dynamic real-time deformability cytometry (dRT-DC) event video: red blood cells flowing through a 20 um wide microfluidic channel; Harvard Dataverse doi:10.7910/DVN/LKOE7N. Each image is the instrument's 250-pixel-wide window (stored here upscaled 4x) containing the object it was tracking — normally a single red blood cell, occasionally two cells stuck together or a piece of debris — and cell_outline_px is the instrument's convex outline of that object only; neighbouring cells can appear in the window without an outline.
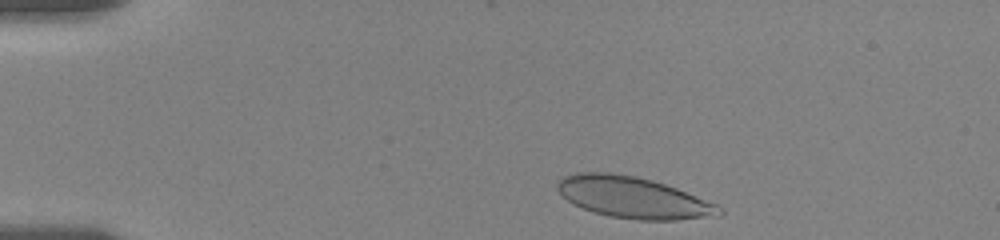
{"species": "human", "species_latin": "Homo sapiens", "temperature_condition": "room temperature", "stored_images_in_passage": 14, "camera_frame_rate_fps": 3000, "um_per_image_px": 0.085, "donor": {"sex": "female"}, "frame": {"image": 1, "passage_image": 1, "time_ms": 0.0, "image_size_px": [1000, 240], "cell_outline_px": [[724, 212], [720, 216], [676, 220], [636, 220], [608, 216], [592, 212], [568, 200], [556, 188], [556, 180], [564, 176], [576, 172], [608, 172], [636, 176], [652, 180], [676, 188], [716, 204], [724, 208]], "centroid_in_image_um": [53.83, 16.79], "position_along_channel_um": 31.2, "area_um2": 39.07}}
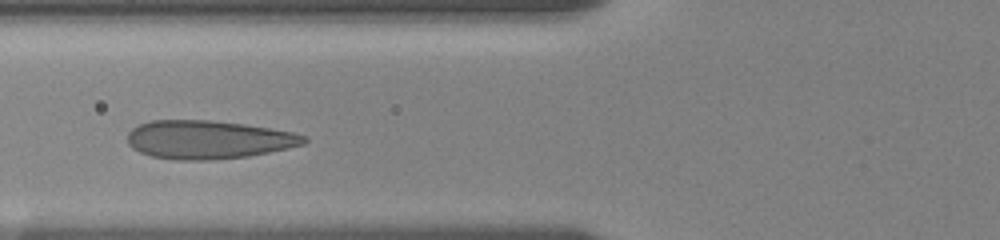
{"frame": {"image": 2, "passage_image": 13, "time_ms": 4.0, "image_size_px": [1000, 240], "cell_outline_px": [[308, 140], [304, 144], [288, 148], [248, 156], [212, 160], [176, 160], [152, 156], [140, 152], [132, 148], [128, 144], [128, 132], [132, 128], [140, 124], [152, 120], [208, 120], [244, 124], [292, 132], [308, 136]], "centroid_in_image_um": [17.7, 11.87], "position_along_channel_um": 108.1, "area_um2": 39.48}}